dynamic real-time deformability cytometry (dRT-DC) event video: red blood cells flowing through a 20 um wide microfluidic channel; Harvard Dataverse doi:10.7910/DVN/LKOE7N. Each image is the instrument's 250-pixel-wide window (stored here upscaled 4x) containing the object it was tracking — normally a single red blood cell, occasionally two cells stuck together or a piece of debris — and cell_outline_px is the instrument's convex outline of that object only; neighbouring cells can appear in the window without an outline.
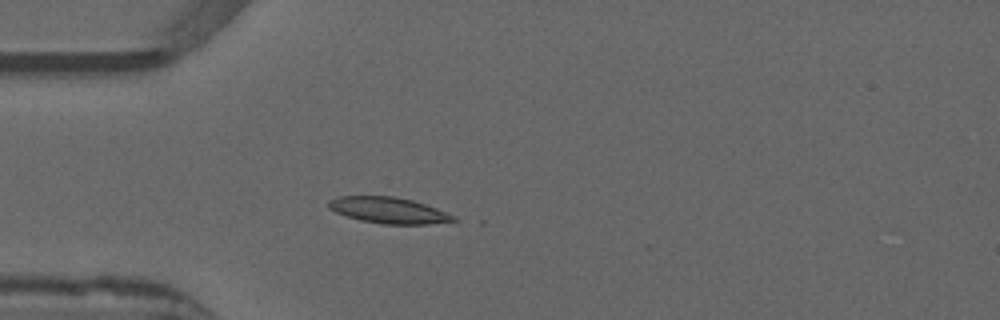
{"species": "common noctule bat (a hibernating species)", "species_latin": "Nyctalus noctula", "temperature_condition": "warm", "stored_images_in_passage": 40, "camera_frame_rate_fps": 3000, "um_per_image_px": 0.085, "animal": {"sex": "male", "forearm_length_mm": 52.5}, "frame": {"image": 1, "passage_image": 4, "time_ms": 1.0, "image_size_px": [1000, 320], "cell_outline_px": [[460, 220], [428, 224], [380, 224], [360, 220], [336, 212], [328, 208], [328, 200], [336, 196], [392, 196], [412, 200], [436, 208], [456, 216]], "centroid_in_image_um": [33.03, 17.87], "position_along_channel_um": 52.0, "area_um2": 19.02}}
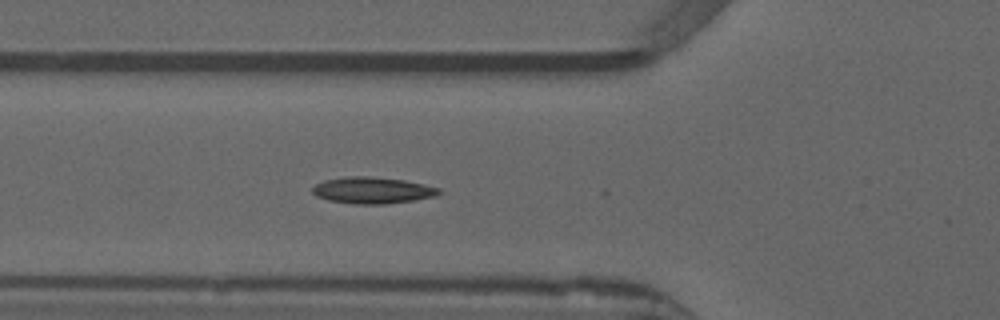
{"frame": {"image": 2, "passage_image": 8, "time_ms": 2.333, "image_size_px": [1000, 320], "cell_outline_px": [[444, 192], [436, 196], [412, 200], [384, 204], [356, 204], [328, 200], [316, 196], [312, 192], [312, 188], [316, 184], [324, 180], [348, 176], [368, 176], [404, 180], [424, 184], [440, 188]], "centroid_in_image_um": [31.68, 16.17], "position_along_channel_um": 94.1, "area_um2": 19.54}}
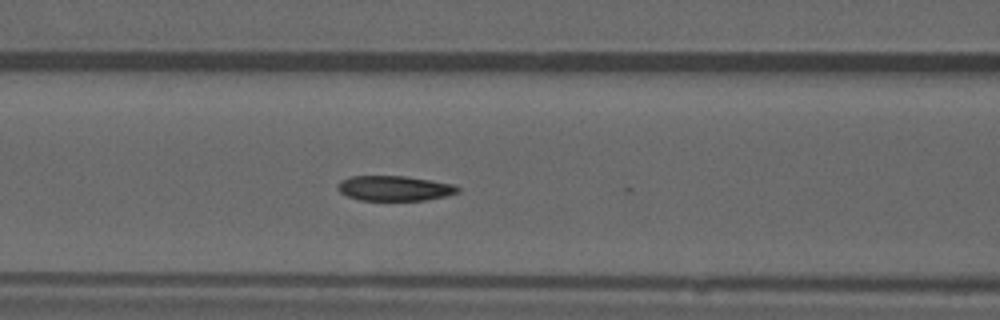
{"frame": {"image": 3, "passage_image": 11, "time_ms": 3.333, "image_size_px": [1000, 320], "cell_outline_px": [[460, 192], [444, 196], [424, 200], [360, 200], [348, 196], [340, 192], [336, 188], [336, 184], [340, 180], [352, 176], [408, 176], [452, 184], [460, 188]], "centroid_in_image_um": [33.49, 15.99], "position_along_channel_um": 133.1, "area_um2": 17.51}, "authors_computed_cell_mechanics": {"area_um2": 18.785, "velocity_mm_per_s": 3.8572, "shape_relaxation_time_tau1_ms": 6.1819, "shape_relaxation_time_tau2_ms": 4.1094, "deformation_change_tau1": 0.1658, "deformation_change_tau2": 0.0896}}